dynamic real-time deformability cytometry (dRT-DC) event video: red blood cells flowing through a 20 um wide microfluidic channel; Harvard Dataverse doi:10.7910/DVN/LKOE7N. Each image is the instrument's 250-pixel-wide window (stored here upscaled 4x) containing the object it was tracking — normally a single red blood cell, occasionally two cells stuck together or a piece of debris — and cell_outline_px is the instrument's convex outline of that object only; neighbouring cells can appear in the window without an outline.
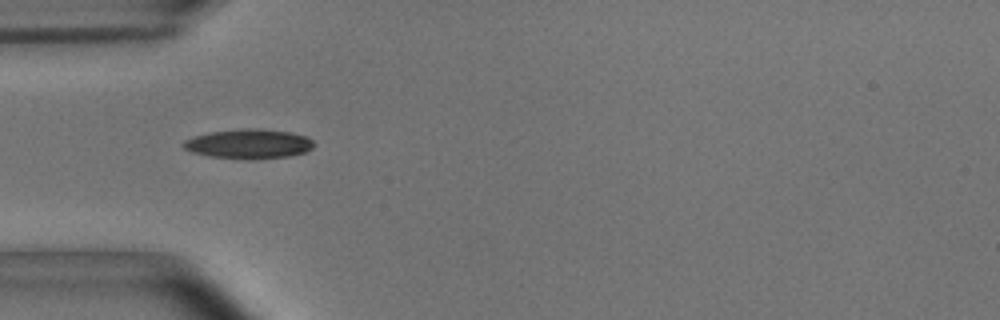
{"species": "common noctule bat (a hibernating species)", "species_latin": "Nyctalus noctula", "temperature_condition": "room temperature", "stored_images_in_passage": 43, "camera_frame_rate_fps": 3000, "um_per_image_px": 0.085, "animal": {"sex": "male", "body_mass_g": 15.6}, "frame": {"image": 1, "passage_image": 13, "time_ms": 4.0, "image_size_px": [1000, 320], "cell_outline_px": [[316, 144], [312, 148], [304, 152], [288, 156], [252, 160], [248, 160], [208, 156], [192, 152], [184, 148], [180, 144], [184, 140], [192, 136], [208, 132], [244, 128], [260, 128], [292, 132], [308, 136]], "centroid_in_image_um": [21.13, 12.22], "position_along_channel_um": 63.9, "area_um2": 22.95}, "authors_computed_cell_mechanics": {"area_um2": 20.9236, "velocity_mm_per_s": 3.6906, "shape_relaxation_time_tau1_ms": 4.1356, "shape_relaxation_time_tau2_ms": 3.2128, "deformation_change_tau1": 0.1522, "deformation_change_tau2": 0.0974}}